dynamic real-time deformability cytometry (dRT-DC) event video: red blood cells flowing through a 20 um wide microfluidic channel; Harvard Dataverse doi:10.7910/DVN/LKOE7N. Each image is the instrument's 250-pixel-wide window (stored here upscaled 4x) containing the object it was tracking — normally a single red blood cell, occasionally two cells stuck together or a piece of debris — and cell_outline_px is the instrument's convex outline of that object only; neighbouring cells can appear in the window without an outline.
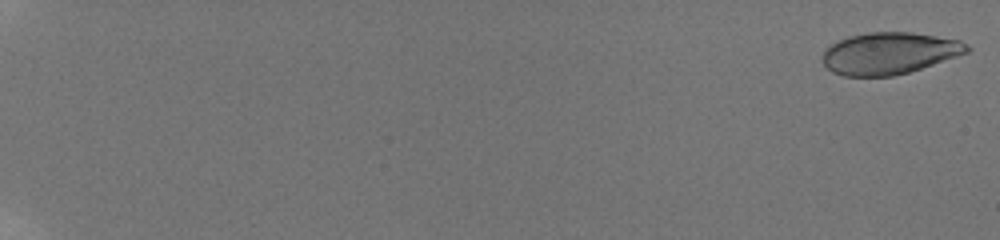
{"species": "human", "species_latin": "Homo sapiens", "temperature_condition": "room temperature", "stored_images_in_passage": 58, "camera_frame_rate_fps": 3000, "um_per_image_px": 0.085, "donor": {"sex": "male"}, "frame": {"image": 1, "passage_image": 1, "time_ms": 0.0, "image_size_px": [1000, 240], "cell_outline_px": [[972, 48], [968, 52], [908, 72], [892, 76], [844, 76], [832, 72], [824, 64], [824, 52], [828, 44], [848, 36], [868, 32], [912, 32], [960, 40], [968, 44]], "centroid_in_image_um": [75.57, 4.51], "position_along_channel_um": 9.4, "area_um2": 35.08}}
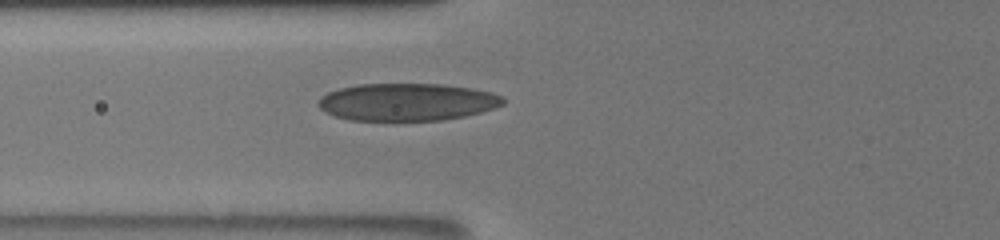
{"frame": {"image": 2, "passage_image": 27, "time_ms": 8.667, "image_size_px": [1000, 240], "cell_outline_px": [[504, 104], [496, 108], [464, 116], [440, 120], [352, 120], [336, 116], [324, 112], [316, 104], [320, 96], [328, 92], [340, 88], [360, 84], [444, 84], [472, 88], [492, 92], [504, 96]], "centroid_in_image_um": [34.61, 8.66], "position_along_channel_um": 91.2, "area_um2": 40.46}}
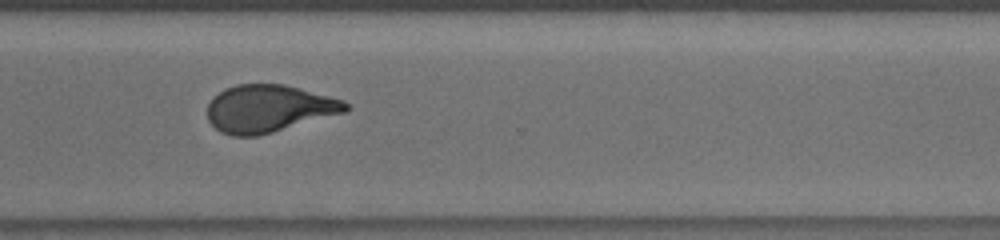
{"frame": {"image": 3, "passage_image": 47, "time_ms": 15.333, "image_size_px": [1000, 240], "cell_outline_px": [[352, 108], [344, 112], [272, 132], [256, 136], [232, 136], [220, 132], [208, 120], [208, 104], [212, 96], [224, 88], [236, 84], [284, 84], [344, 100]], "centroid_in_image_um": [22.81, 9.22], "position_along_channel_um": 347.8, "area_um2": 38.09}, "authors_computed_cell_mechanics": {"area_um2": 37.7145, "velocity_mm_per_s": 3.8513, "shape_relaxation_time_tau1_ms": 6.4275, "shape_relaxation_time_tau2_ms": 0.9744, "deformation_change_tau1": 0.2172, "deformation_change_tau2": 0.0868}}